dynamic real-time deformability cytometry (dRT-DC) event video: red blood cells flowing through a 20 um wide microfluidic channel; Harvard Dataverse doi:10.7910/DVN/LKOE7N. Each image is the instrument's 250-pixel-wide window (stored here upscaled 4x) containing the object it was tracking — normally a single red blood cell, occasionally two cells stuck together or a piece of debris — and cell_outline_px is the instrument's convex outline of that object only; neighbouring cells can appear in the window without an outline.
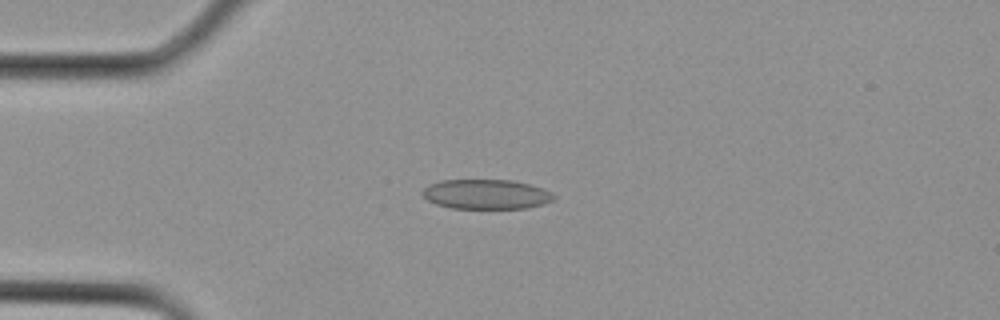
{"species": "Egyptian fruit bat (a non-hibernating species)", "species_latin": "Rousettus aegyptiacus", "temperature_condition": "cold", "stored_images_in_passage": 17, "camera_frame_rate_fps": 3000, "um_per_image_px": 0.085, "animal": {"sex": "female"}, "frame": {"image": 1, "passage_image": 8, "time_ms": 2.333, "image_size_px": [1000, 320], "cell_outline_px": [[556, 196], [552, 200], [544, 204], [528, 208], [452, 208], [436, 204], [428, 200], [420, 192], [428, 184], [440, 180], [512, 180], [544, 188], [552, 192]], "centroid_in_image_um": [41.33, 16.5], "position_along_channel_um": 43.7, "area_um2": 22.83}}
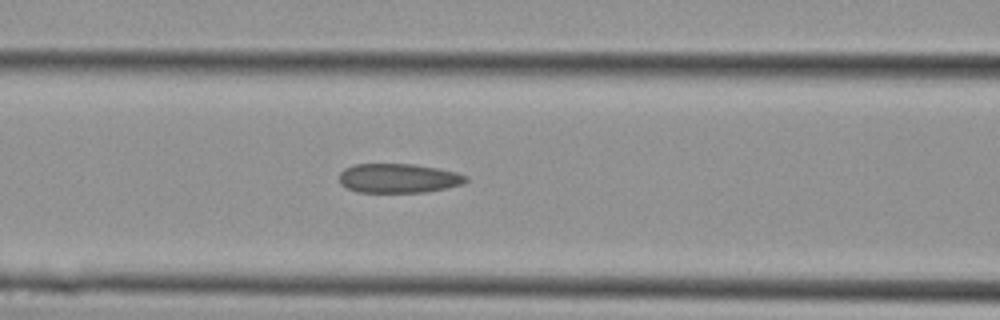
{"frame": {"image": 2, "passage_image": 13, "time_ms": 4.0, "image_size_px": [1000, 320], "cell_outline_px": [[468, 180], [464, 184], [448, 188], [428, 192], [356, 192], [340, 184], [340, 172], [344, 168], [352, 164], [416, 164], [456, 172], [468, 176]], "centroid_in_image_um": [33.89, 15.15], "position_along_channel_um": 132.7, "area_um2": 21.85}}
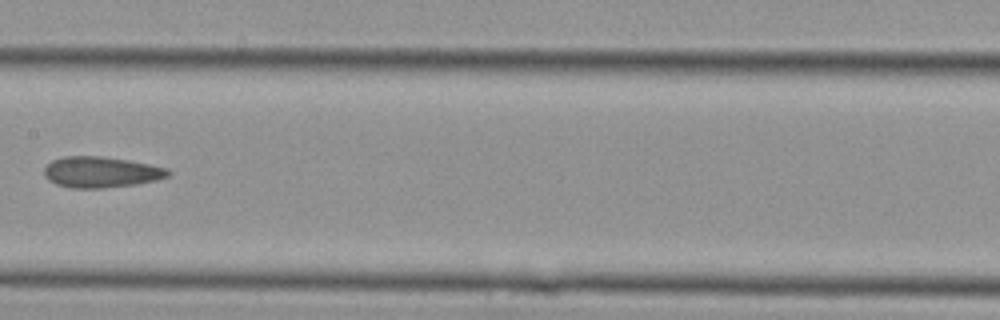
{"frame": {"image": 3, "passage_image": 16, "time_ms": 5.0, "image_size_px": [1000, 320], "cell_outline_px": [[172, 172], [168, 176], [156, 180], [136, 184], [100, 188], [72, 188], [56, 184], [48, 180], [44, 176], [44, 168], [52, 160], [64, 156], [104, 156], [128, 160], [168, 168]], "centroid_in_image_um": [8.58, 14.62], "position_along_channel_um": 198.8, "area_um2": 22.37}}